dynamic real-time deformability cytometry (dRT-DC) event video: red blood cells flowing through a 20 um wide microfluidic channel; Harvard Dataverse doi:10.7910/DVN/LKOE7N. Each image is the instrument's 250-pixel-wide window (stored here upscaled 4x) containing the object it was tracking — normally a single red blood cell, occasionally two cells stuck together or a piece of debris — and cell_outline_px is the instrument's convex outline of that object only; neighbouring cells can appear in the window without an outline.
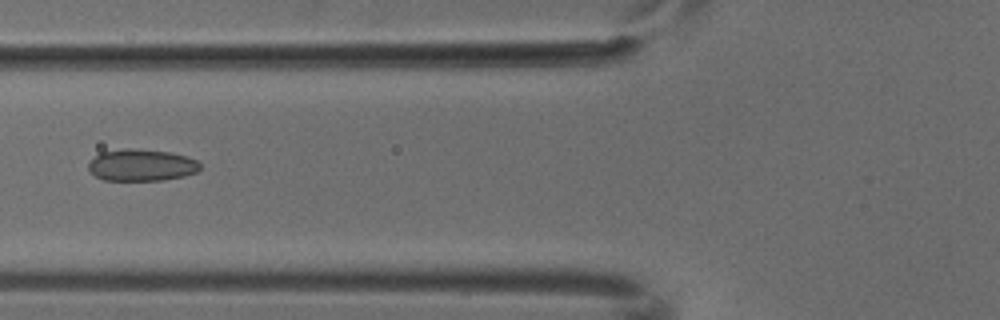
{"species": "common noctule bat (a hibernating species)", "species_latin": "Nyctalus noctula", "temperature_condition": "cold", "stored_images_in_passage": 3, "camera_frame_rate_fps": 3000, "um_per_image_px": 0.085, "animal": {"sex": "male", "body_mass_g": 18.8}, "frame": {"image": 1, "passage_image": 2, "time_ms": 0.333, "image_size_px": [1000, 320], "cell_outline_px": [[200, 168], [196, 172], [184, 176], [164, 180], [104, 180], [96, 176], [88, 168], [88, 164], [100, 152], [124, 148], [128, 148], [168, 152], [184, 156], [196, 160], [200, 164]], "centroid_in_image_um": [12.01, 14.04], "position_along_channel_um": 113.8, "area_um2": 20.46}}
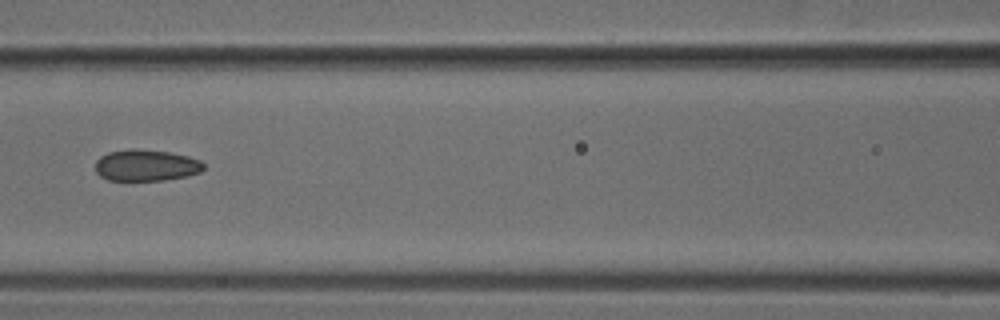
{"frame": {"image": 2, "passage_image": 3, "time_ms": 0.667, "image_size_px": [1000, 320], "cell_outline_px": [[204, 168], [200, 172], [188, 176], [164, 180], [108, 180], [100, 176], [96, 172], [96, 160], [100, 156], [108, 152], [132, 148], [168, 152], [188, 156], [200, 160], [204, 164]], "centroid_in_image_um": [12.41, 14.05], "position_along_channel_um": 154.2, "area_um2": 19.88}}